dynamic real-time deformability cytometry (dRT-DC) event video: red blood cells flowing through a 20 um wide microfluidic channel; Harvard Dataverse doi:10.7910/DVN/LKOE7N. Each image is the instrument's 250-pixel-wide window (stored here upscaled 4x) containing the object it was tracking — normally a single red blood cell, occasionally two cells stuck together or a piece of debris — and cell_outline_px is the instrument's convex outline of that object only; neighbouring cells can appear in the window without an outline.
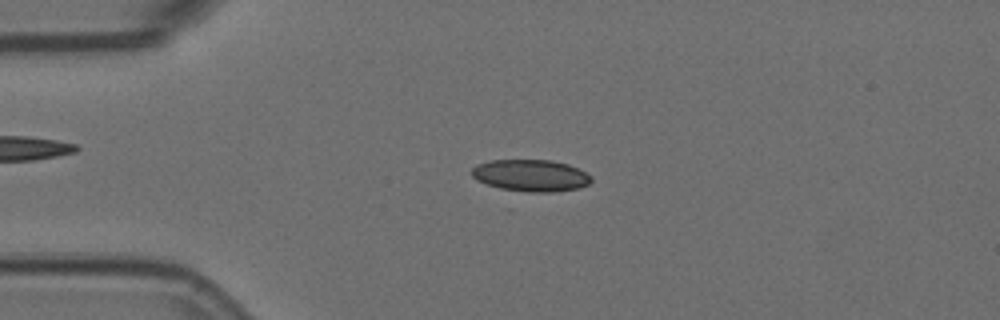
{"species": "Egyptian fruit bat (a non-hibernating species)", "species_latin": "Rousettus aegyptiacus", "temperature_condition": "room temperature", "stored_images_in_passage": 4, "camera_frame_rate_fps": 3000, "um_per_image_px": 0.085, "animal": {"sex": "female"}, "frame": {"image": 1, "passage_image": 3, "time_ms": 0.667, "image_size_px": [1000, 320], "cell_outline_px": [[592, 180], [588, 184], [580, 188], [552, 192], [528, 192], [500, 188], [476, 180], [468, 172], [476, 164], [492, 160], [552, 160], [568, 164], [592, 176]], "centroid_in_image_um": [45.09, 14.91], "position_along_channel_um": 39.9, "area_um2": 22.25}}